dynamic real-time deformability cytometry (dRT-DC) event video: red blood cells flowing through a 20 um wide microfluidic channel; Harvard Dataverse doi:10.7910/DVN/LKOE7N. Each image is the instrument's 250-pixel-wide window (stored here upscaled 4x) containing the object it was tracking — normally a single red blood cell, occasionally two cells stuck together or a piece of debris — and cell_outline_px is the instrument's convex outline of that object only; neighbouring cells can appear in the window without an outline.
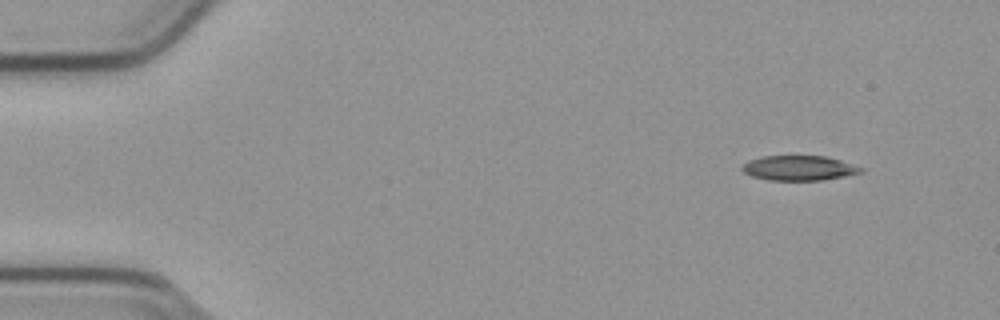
{"species": "common noctule bat (a hibernating species)", "species_latin": "Nyctalus noctula", "temperature_condition": "cold", "stored_images_in_passage": 9, "camera_frame_rate_fps": 3000, "um_per_image_px": 0.085, "animal": {"sex": "male", "body_mass_g": 23.1, "forearm_length_mm": 52.7}, "frame": {"image": 1, "passage_image": 1, "time_ms": 0.0, "image_size_px": [1000, 320], "cell_outline_px": [[864, 172], [824, 180], [768, 180], [752, 176], [744, 172], [740, 168], [744, 164], [752, 160], [764, 156], [824, 156], [840, 160], [864, 168]], "centroid_in_image_um": [67.95, 14.29], "position_along_channel_um": 17.1, "area_um2": 17.05}}